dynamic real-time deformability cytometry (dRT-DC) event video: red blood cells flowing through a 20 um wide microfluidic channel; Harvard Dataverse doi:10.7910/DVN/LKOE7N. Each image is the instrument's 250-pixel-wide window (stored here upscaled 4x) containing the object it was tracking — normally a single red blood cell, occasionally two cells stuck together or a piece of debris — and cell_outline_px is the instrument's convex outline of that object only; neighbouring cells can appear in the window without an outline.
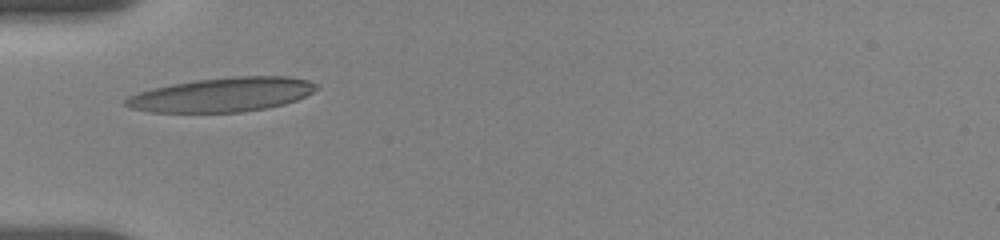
{"species": "human", "species_latin": "Homo sapiens", "temperature_condition": "room temperature", "stored_images_in_passage": 2, "camera_frame_rate_fps": 3000, "um_per_image_px": 0.085, "donor": {"sex": "female"}, "frame": {"image": 1, "passage_image": 1, "time_ms": 0.0, "image_size_px": [1000, 240], "cell_outline_px": [[320, 88], [296, 100], [284, 104], [268, 108], [244, 112], [148, 112], [132, 108], [124, 104], [124, 100], [128, 96], [152, 88], [172, 84], [196, 80], [232, 76], [288, 76], [308, 80], [316, 84]], "centroid_in_image_um": [18.9, 8.05], "position_along_channel_um": 66.1, "area_um2": 38.03}}